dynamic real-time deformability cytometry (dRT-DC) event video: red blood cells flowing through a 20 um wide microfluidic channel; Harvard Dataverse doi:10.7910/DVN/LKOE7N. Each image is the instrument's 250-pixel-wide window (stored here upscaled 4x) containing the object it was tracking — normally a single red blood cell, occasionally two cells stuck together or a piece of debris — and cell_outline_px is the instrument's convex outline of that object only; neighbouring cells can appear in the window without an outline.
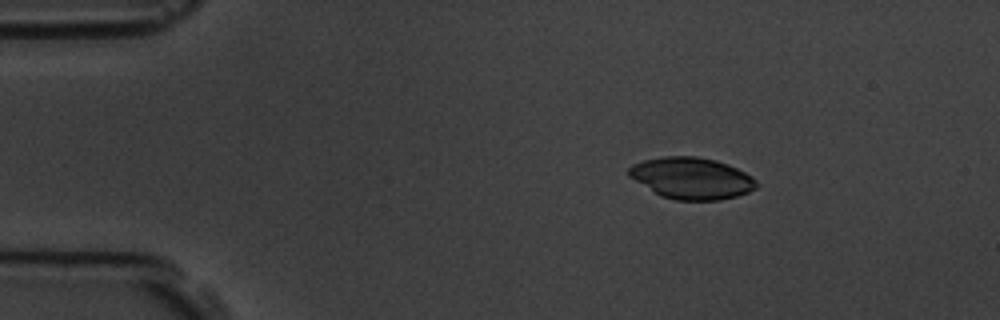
{"species": "common noctule bat (a hibernating species)", "species_latin": "Nyctalus noctula", "temperature_condition": "room temperature", "stored_images_in_passage": 4, "camera_frame_rate_fps": 3000, "um_per_image_px": 0.085, "animal": {"sex": "male", "body_mass_g": 19.5, "forearm_length_mm": 54.6}, "frame": {"image": 1, "passage_image": 2, "time_ms": 1.333, "image_size_px": [1000, 320], "cell_outline_px": [[760, 184], [756, 188], [748, 192], [736, 196], [720, 200], [676, 200], [660, 196], [628, 176], [628, 168], [632, 164], [644, 160], [664, 156], [696, 156], [716, 160], [728, 164], [752, 176]], "centroid_in_image_um": [58.79, 15.15], "position_along_channel_um": 26.2, "area_um2": 31.04}}